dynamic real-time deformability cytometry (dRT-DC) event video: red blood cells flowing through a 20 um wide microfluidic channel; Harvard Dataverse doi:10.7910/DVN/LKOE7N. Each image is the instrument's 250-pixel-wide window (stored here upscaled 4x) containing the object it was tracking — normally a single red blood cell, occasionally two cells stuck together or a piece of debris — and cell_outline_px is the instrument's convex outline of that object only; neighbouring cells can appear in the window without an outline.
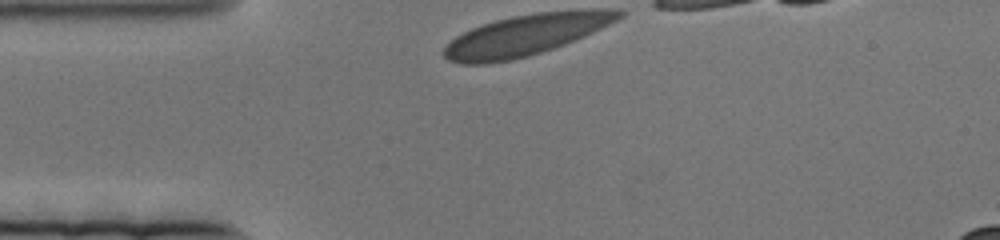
{"species": "human", "species_latin": "Homo sapiens", "temperature_condition": "cold", "stored_images_in_passage": 48, "camera_frame_rate_fps": 3000, "um_per_image_px": 0.085, "donor": {"sex": "female"}, "frame": {"image": 1, "passage_image": 1, "time_ms": 0.0, "image_size_px": [1000, 240], "cell_outline_px": [[624, 16], [576, 40], [528, 56], [512, 60], [488, 64], [460, 64], [448, 60], [444, 56], [444, 48], [456, 36], [472, 28], [496, 20], [512, 16], [540, 12], [624, 12]], "centroid_in_image_um": [44.51, 3.04], "position_along_channel_um": 40.5, "area_um2": 40.11}}
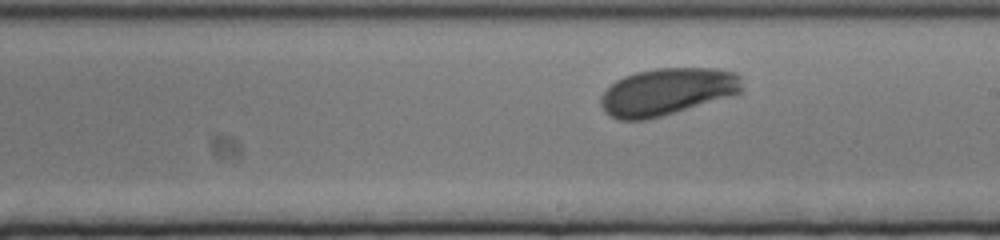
{"frame": {"image": 2, "passage_image": 28, "time_ms": 9.0, "image_size_px": [1000, 240], "cell_outline_px": [[740, 92], [732, 96], [648, 120], [620, 120], [604, 112], [600, 104], [600, 96], [616, 80], [624, 76], [636, 72], [656, 68], [712, 68], [736, 72], [740, 76]], "centroid_in_image_um": [56.68, 7.8], "position_along_channel_um": 232.3, "area_um2": 38.78}}
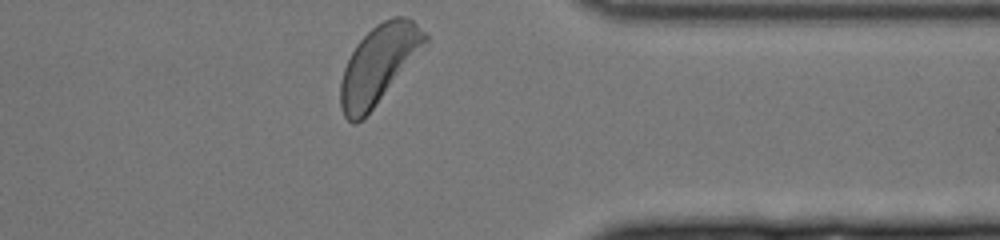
{"frame": {"image": 3, "passage_image": 48, "time_ms": 15.667, "image_size_px": [1000, 240], "cell_outline_px": [[428, 40], [372, 108], [356, 124], [352, 124], [344, 116], [340, 108], [340, 84], [344, 68], [356, 44], [376, 24], [392, 16], [408, 16], [428, 36]], "centroid_in_image_um": [32.14, 5.45], "position_along_channel_um": 379.3, "area_um2": 37.22}}